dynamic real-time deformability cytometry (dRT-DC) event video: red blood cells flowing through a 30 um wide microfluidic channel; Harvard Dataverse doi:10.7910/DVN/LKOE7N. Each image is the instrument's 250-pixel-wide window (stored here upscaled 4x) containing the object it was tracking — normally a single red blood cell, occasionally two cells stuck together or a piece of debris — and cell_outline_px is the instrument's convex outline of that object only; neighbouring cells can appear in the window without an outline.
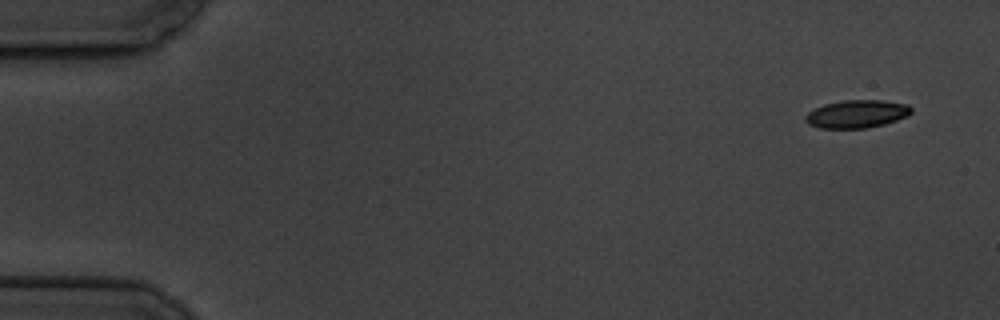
{"species": "common noctule bat (a hibernating species)", "species_latin": "Nyctalus noctula", "temperature_condition": "cold", "stored_images_in_passage": 4, "camera_frame_rate_fps": 3000, "um_per_image_px": 0.085, "animal": {"sex": "male", "body_mass_g": 19.5, "forearm_length_mm": 54.6}, "frame": {"image": 1, "passage_image": 1, "time_ms": 0.0, "image_size_px": [1000, 320], "cell_outline_px": [[912, 112], [908, 116], [884, 124], [864, 128], [820, 128], [808, 124], [804, 120], [804, 116], [808, 112], [824, 104], [844, 100], [880, 100], [908, 104], [912, 108]], "centroid_in_image_um": [72.82, 9.68], "position_along_channel_um": 12.2, "area_um2": 17.22}}